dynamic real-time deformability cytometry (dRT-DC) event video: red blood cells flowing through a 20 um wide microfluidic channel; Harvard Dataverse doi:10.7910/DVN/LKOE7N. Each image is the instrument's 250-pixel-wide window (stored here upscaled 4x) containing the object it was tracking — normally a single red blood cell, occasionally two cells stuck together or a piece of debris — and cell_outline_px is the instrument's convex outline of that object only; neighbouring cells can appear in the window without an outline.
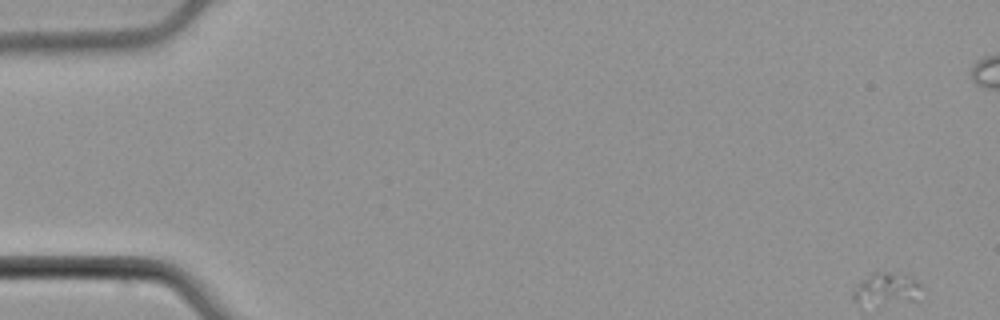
{"species": "common noctule bat (a hibernating species)", "species_latin": "Nyctalus noctula", "temperature_condition": "cold", "stored_images_in_passage": 17, "camera_frame_rate_fps": 3000, "um_per_image_px": 0.085, "animal": {"sex": "male", "body_mass_g": 21.5, "forearm_length_mm": 52.0}, "frame": {"image": 1, "passage_image": 1, "time_ms": 0.0, "image_size_px": [1000, 320], "cell_outline_px": [[920, 288], [916, 300], [856, 300], [852, 296], [852, 292], [856, 284], [860, 280], [876, 272], [884, 272], [912, 276], [920, 284]], "centroid_in_image_um": [75.37, 24.44], "position_along_channel_um": 9.6, "area_um2": 11.44}}